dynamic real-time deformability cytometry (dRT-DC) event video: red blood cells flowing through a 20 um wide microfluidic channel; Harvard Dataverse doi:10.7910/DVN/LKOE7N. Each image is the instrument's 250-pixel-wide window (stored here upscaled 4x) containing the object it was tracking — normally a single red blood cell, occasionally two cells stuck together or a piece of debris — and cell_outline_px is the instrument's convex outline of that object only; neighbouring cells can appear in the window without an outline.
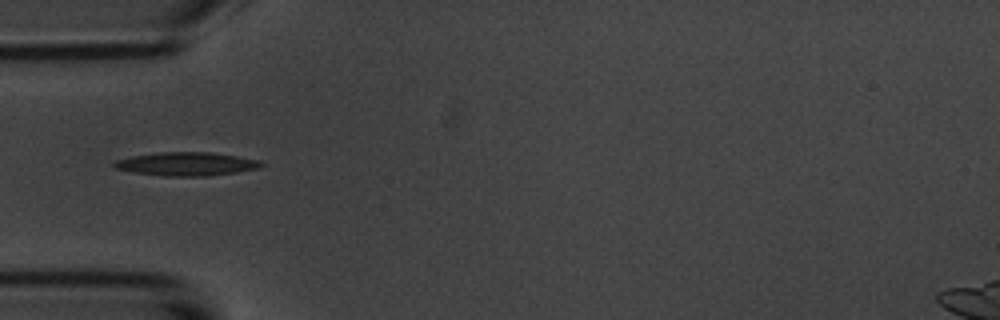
{"species": "common noctule bat (a hibernating species)", "species_latin": "Nyctalus noctula", "temperature_condition": "room temperature", "stored_images_in_passage": 3, "camera_frame_rate_fps": 3000, "um_per_image_px": 0.085, "animal": {"sex": "male", "body_mass_g": 20.1, "forearm_length_mm": 53.5}, "frame": {"image": 1, "passage_image": 1, "time_ms": 0.0, "image_size_px": [1000, 320], "cell_outline_px": [[264, 164], [260, 168], [236, 172], [208, 176], [164, 176], [132, 172], [116, 168], [112, 164], [116, 160], [132, 156], [160, 152], [212, 152], [260, 160]], "centroid_in_image_um": [15.86, 13.93], "position_along_channel_um": 69.1, "area_um2": 20.11}}
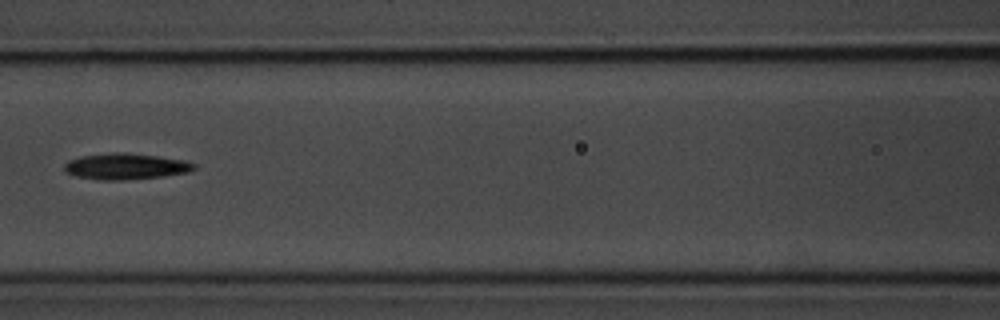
{"frame": {"image": 2, "passage_image": 3, "time_ms": 2.333, "image_size_px": [1000, 320], "cell_outline_px": [[196, 168], [188, 172], [164, 176], [124, 180], [100, 180], [76, 176], [64, 172], [64, 164], [68, 160], [80, 156], [112, 152], [128, 152], [184, 160], [196, 164]], "centroid_in_image_um": [10.65, 14.14], "position_along_channel_um": 155.9, "area_um2": 19.88}}